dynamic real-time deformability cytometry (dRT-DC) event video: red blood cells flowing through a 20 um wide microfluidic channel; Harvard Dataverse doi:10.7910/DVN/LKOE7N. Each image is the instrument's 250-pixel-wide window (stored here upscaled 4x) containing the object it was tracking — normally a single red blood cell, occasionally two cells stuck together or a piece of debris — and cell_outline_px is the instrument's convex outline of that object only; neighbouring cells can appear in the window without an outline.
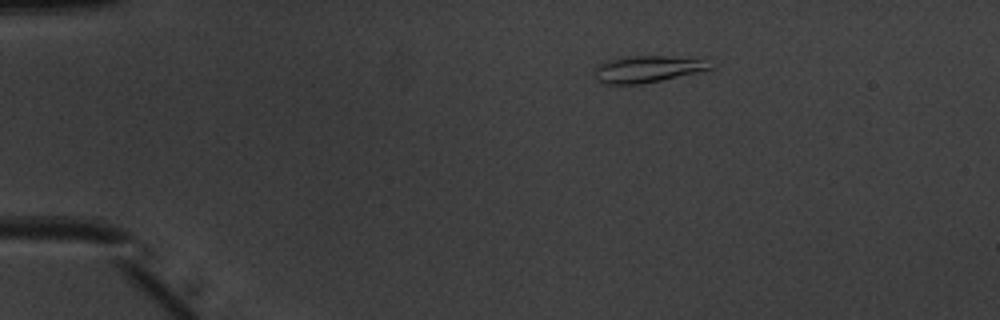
{"species": "common noctule bat (a hibernating species)", "species_latin": "Nyctalus noctula", "temperature_condition": "warm", "stored_images_in_passage": 42, "camera_frame_rate_fps": 3000, "um_per_image_px": 0.085, "animal": {"sex": "male", "body_mass_g": 20.1, "forearm_length_mm": 53.5}, "frame": {"image": 1, "passage_image": 1, "time_ms": 0.0, "image_size_px": [1000, 320], "cell_outline_px": [[716, 68], [660, 80], [640, 84], [600, 84], [596, 80], [592, 72], [592, 68], [596, 64], [608, 60], [628, 56], [668, 56], [700, 60]], "centroid_in_image_um": [54.86, 5.88], "position_along_channel_um": 30.1, "area_um2": 17.98}}
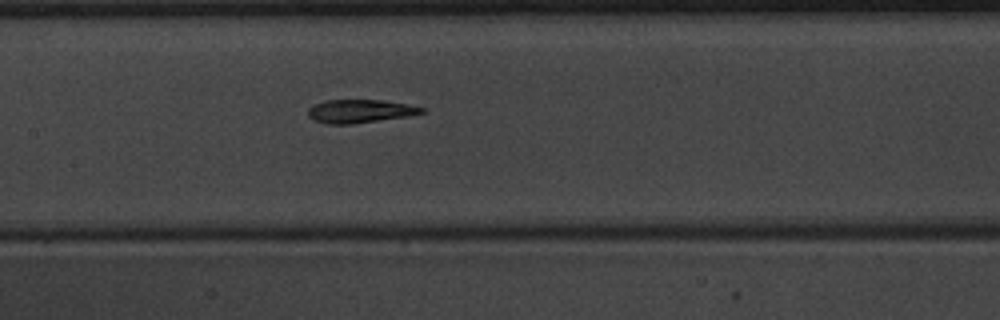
{"frame": {"image": 2, "passage_image": 17, "time_ms": 5.333, "image_size_px": [1000, 320], "cell_outline_px": [[424, 112], [408, 116], [352, 124], [328, 124], [316, 120], [308, 116], [308, 108], [324, 100], [384, 100], [408, 104], [424, 108]], "centroid_in_image_um": [30.6, 9.44], "position_along_channel_um": 176.8, "area_um2": 15.32}}
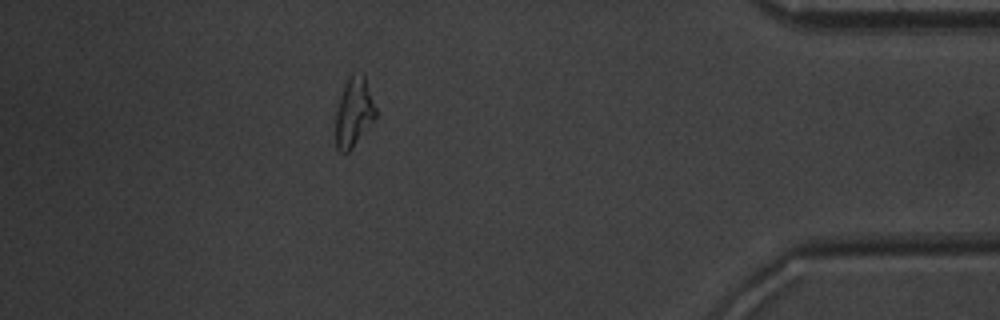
{"frame": {"image": 3, "passage_image": 37, "time_ms": 12.0, "image_size_px": [1000, 320], "cell_outline_px": [[376, 116], [352, 148], [348, 152], [340, 152], [336, 148], [336, 108], [344, 84], [348, 76], [352, 72], [364, 76], [376, 108]], "centroid_in_image_um": [30.05, 9.53], "position_along_channel_um": 405.1, "area_um2": 15.95}, "authors_computed_cell_mechanics": {"area_um2": 16.184, "velocity_mm_per_s": 4.0219, "shape_relaxation_time_tau1_ms": 6.4933, "shape_relaxation_time_tau2_ms": 3.851, "deformation_change_tau1": 0.2385, "deformation_change_tau2": 0.0907}}